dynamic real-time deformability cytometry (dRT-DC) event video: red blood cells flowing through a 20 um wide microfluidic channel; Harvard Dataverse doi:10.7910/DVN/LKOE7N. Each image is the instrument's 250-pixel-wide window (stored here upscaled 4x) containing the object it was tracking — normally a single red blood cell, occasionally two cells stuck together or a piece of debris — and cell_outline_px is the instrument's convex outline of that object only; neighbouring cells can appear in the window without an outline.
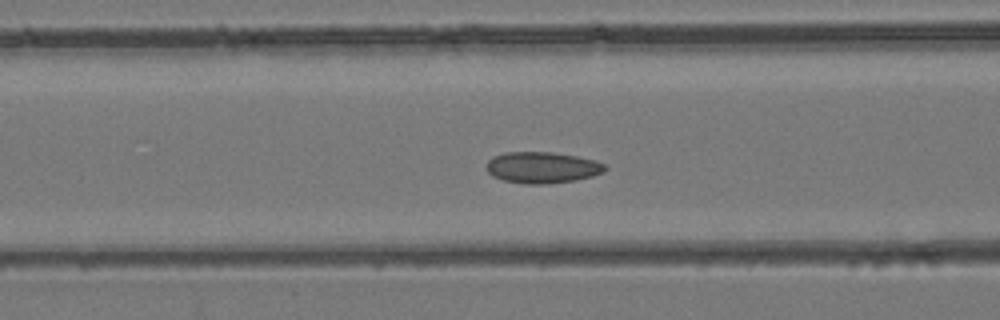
{"species": "common noctule bat (a hibernating species)", "species_latin": "Nyctalus noctula", "temperature_condition": "room temperature", "stored_images_in_passage": 45, "camera_frame_rate_fps": 3000, "um_per_image_px": 0.085, "animal": {"sex": "female", "body_mass_g": 24.6, "forearm_length_mm": 56.2}, "frame": {"image": 1, "passage_image": 19, "time_ms": 6.0, "image_size_px": [1000, 320], "cell_outline_px": [[608, 168], [604, 172], [592, 176], [576, 180], [548, 184], [524, 184], [504, 180], [492, 176], [484, 168], [488, 160], [492, 156], [504, 152], [552, 152], [576, 156], [596, 160], [604, 164]], "centroid_in_image_um": [46.07, 14.24], "position_along_channel_um": 120.5, "area_um2": 21.91}}
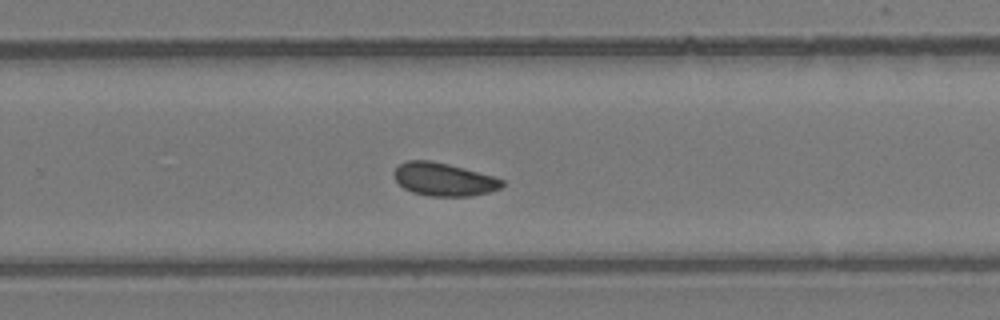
{"frame": {"image": 2, "passage_image": 30, "time_ms": 9.667, "image_size_px": [1000, 320], "cell_outline_px": [[504, 184], [500, 188], [488, 192], [472, 196], [432, 196], [412, 192], [404, 188], [396, 180], [392, 172], [400, 164], [408, 160], [432, 160], [464, 168], [492, 176], [504, 180]], "centroid_in_image_um": [37.71, 15.24], "position_along_channel_um": 292.1, "area_um2": 20.69}}
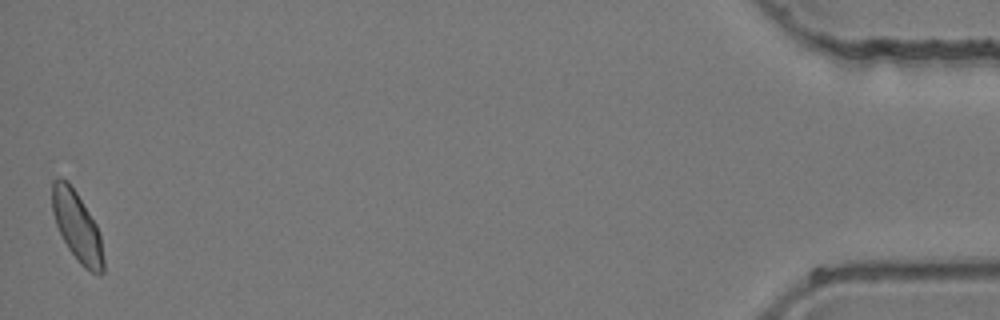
{"frame": {"image": 3, "passage_image": 45, "time_ms": 14.667, "image_size_px": [1000, 320], "cell_outline_px": [[104, 272], [100, 276], [84, 268], [80, 264], [68, 248], [56, 224], [52, 212], [52, 180], [56, 176], [60, 176], [68, 180], [76, 192], [96, 224], [100, 236], [104, 260]], "centroid_in_image_um": [6.54, 19.24], "position_along_channel_um": 428.7, "area_um2": 20.87}}